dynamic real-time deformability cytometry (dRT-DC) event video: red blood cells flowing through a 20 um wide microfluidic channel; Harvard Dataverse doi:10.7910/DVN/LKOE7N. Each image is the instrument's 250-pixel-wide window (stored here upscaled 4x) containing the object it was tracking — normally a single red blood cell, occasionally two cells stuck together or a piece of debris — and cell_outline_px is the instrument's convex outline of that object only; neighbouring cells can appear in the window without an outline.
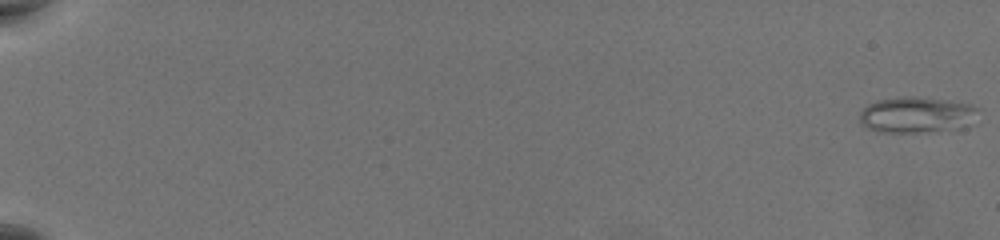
{"species": "common noctule bat (a hibernating species)", "species_latin": "Nyctalus noctula", "temperature_condition": "warm", "stored_images_in_passage": 11, "camera_frame_rate_fps": 3000, "um_per_image_px": 0.085, "animal": {"sex": "female", "body_mass_g": 19.5, "forearm_length_mm": 54.1}, "frame": {"image": 1, "passage_image": 1, "time_ms": 0.0, "image_size_px": [1000, 240], "cell_outline_px": [[980, 108], [964, 128], [924, 132], [876, 132], [868, 128], [860, 120], [860, 112], [868, 104], [876, 100], [900, 96], [912, 96], [948, 100], [972, 104]], "centroid_in_image_um": [77.9, 9.75], "position_along_channel_um": 7.1, "area_um2": 24.91}}
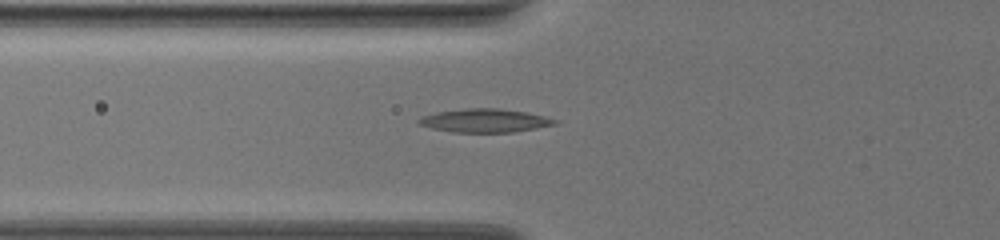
{"frame": {"image": 2, "passage_image": 11, "time_ms": 3.333, "image_size_px": [1000, 240], "cell_outline_px": [[560, 120], [556, 124], [536, 128], [512, 132], [452, 132], [432, 128], [416, 124], [416, 120], [420, 116], [436, 112], [464, 108], [500, 108], [524, 112], [544, 116]], "centroid_in_image_um": [41.16, 10.24], "position_along_channel_um": 84.6, "area_um2": 18.73}}